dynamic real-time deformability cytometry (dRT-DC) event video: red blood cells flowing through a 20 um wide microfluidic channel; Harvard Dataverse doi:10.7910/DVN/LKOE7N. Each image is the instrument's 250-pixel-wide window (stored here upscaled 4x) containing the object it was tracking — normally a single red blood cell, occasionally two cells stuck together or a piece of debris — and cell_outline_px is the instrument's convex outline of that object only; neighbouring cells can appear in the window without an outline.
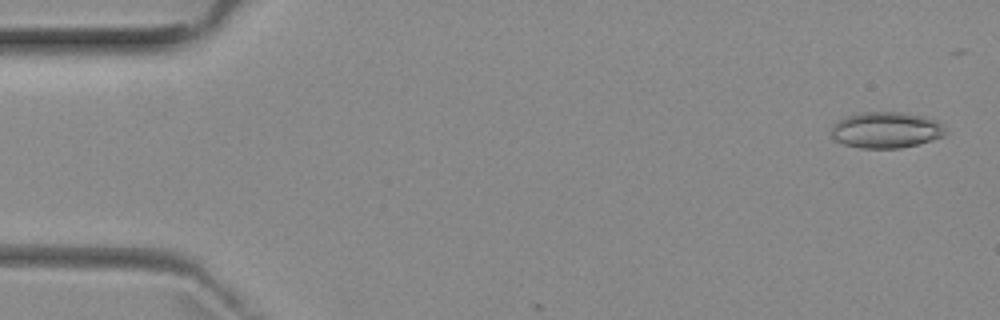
{"species": "common noctule bat (a hibernating species)", "species_latin": "Nyctalus noctula", "temperature_condition": "room temperature", "stored_images_in_passage": 4, "camera_frame_rate_fps": 3000, "um_per_image_px": 0.085, "animal": {"sex": "female", "body_mass_g": 29.2, "forearm_length_mm": 56.3}, "frame": {"image": 1, "passage_image": 1, "time_ms": 0.0, "image_size_px": [1000, 320], "cell_outline_px": [[944, 136], [932, 140], [900, 148], [860, 148], [844, 144], [836, 140], [832, 136], [832, 128], [836, 120], [844, 116], [860, 112], [900, 112], [924, 116], [936, 120], [940, 124], [944, 132]], "centroid_in_image_um": [75.27, 11.04], "position_along_channel_um": 9.7, "area_um2": 23.93}}